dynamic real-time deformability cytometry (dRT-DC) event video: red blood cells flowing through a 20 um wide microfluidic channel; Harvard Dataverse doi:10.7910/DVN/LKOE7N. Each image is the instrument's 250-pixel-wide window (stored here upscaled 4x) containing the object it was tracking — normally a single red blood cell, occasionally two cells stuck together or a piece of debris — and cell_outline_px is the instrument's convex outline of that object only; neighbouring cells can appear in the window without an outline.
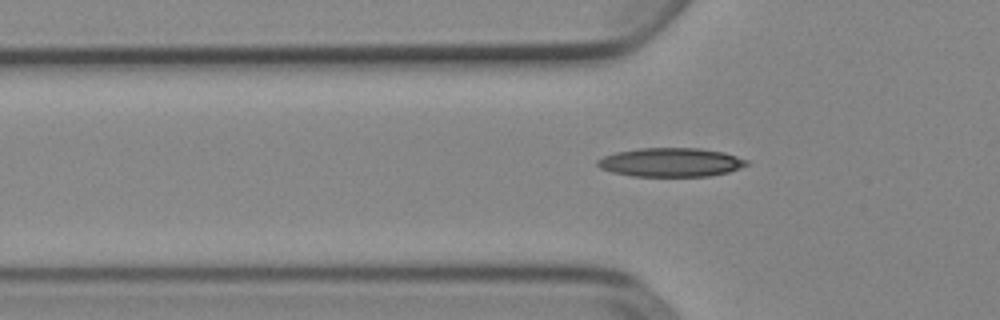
{"species": "Egyptian fruit bat (a non-hibernating species)", "species_latin": "Rousettus aegyptiacus", "temperature_condition": "cold", "stored_images_in_passage": 33, "camera_frame_rate_fps": 3000, "um_per_image_px": 0.085, "animal": {"sex": "female"}, "frame": {"image": 1, "passage_image": 2, "time_ms": 0.333, "image_size_px": [1000, 320], "cell_outline_px": [[748, 164], [740, 168], [728, 172], [708, 176], [632, 176], [612, 172], [600, 168], [596, 164], [596, 160], [604, 156], [616, 152], [640, 148], [700, 148], [724, 152], [748, 160]], "centroid_in_image_um": [57.01, 13.79], "position_along_channel_um": 68.8, "area_um2": 25.09}}
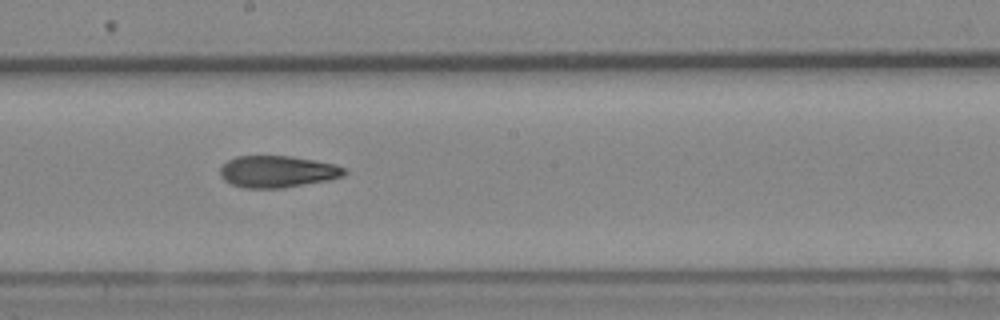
{"frame": {"image": 2, "passage_image": 14, "time_ms": 4.333, "image_size_px": [1000, 320], "cell_outline_px": [[348, 172], [344, 176], [328, 180], [284, 188], [244, 188], [232, 184], [224, 180], [220, 176], [220, 168], [228, 160], [236, 156], [292, 156], [336, 164], [348, 168]], "centroid_in_image_um": [23.62, 14.58], "position_along_channel_um": 224.6, "area_um2": 23.24}}
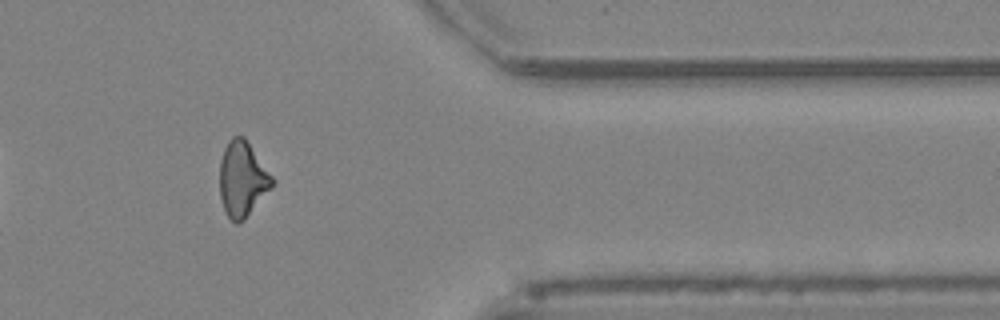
{"frame": {"image": 3, "passage_image": 28, "time_ms": 9.0, "image_size_px": [1000, 320], "cell_outline_px": [[276, 180], [272, 188], [244, 220], [236, 224], [228, 216], [224, 208], [220, 196], [220, 160], [224, 148], [228, 140], [232, 136], [244, 136]], "centroid_in_image_um": [20.62, 15.2], "position_along_channel_um": 390.8, "area_um2": 23.18}, "authors_computed_cell_mechanics": {"area_um2": 23.1778, "velocity_mm_per_s": 3.9161, "shape_relaxation_time_tau1_ms": 10.775, "shape_relaxation_time_tau2_ms": 4.3958, "deformation_change_tau1": 0.2297, "deformation_change_tau2": 0.1281}}